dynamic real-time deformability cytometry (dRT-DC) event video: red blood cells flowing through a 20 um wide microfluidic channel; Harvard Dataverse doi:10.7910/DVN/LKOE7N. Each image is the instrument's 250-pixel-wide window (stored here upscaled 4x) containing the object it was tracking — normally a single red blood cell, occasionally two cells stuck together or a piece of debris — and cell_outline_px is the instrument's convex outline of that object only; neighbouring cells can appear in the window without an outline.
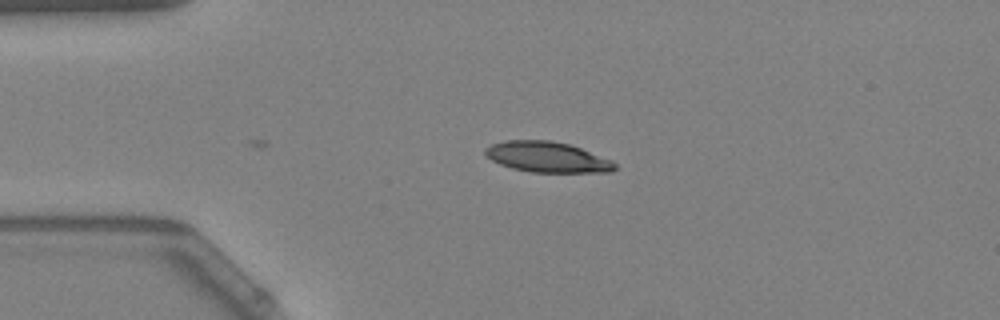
{"species": "Egyptian fruit bat (a non-hibernating species)", "species_latin": "Rousettus aegyptiacus", "temperature_condition": "warm", "stored_images_in_passage": 4, "camera_frame_rate_fps": 3000, "um_per_image_px": 0.085, "animal": {"sex": "female"}, "frame": {"image": 1, "passage_image": 4, "time_ms": 1.0, "image_size_px": [1000, 320], "cell_outline_px": [[616, 168], [612, 172], [532, 172], [512, 168], [500, 164], [492, 160], [484, 152], [484, 148], [492, 144], [504, 140], [552, 140], [568, 144], [580, 148], [612, 160], [616, 164]], "centroid_in_image_um": [46.51, 13.34], "position_along_channel_um": 38.5, "area_um2": 23.0}}